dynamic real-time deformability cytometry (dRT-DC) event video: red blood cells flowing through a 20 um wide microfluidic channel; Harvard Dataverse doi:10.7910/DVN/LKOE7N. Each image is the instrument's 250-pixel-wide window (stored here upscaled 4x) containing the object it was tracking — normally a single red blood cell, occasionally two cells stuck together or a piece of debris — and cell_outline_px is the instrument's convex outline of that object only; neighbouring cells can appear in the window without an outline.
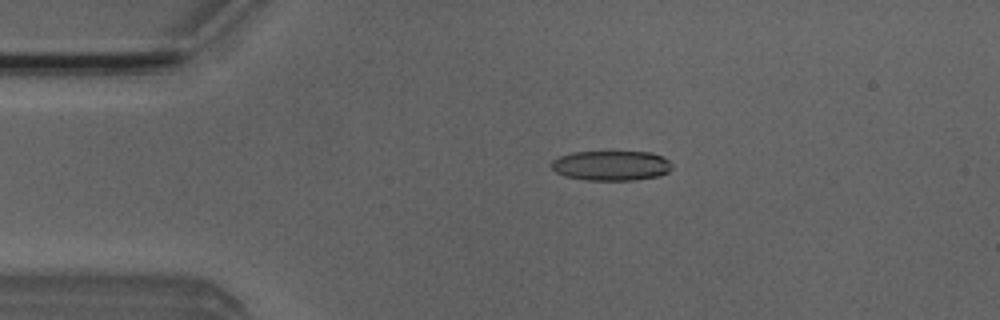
{"species": "Egyptian fruit bat (a non-hibernating species)", "species_latin": "Rousettus aegyptiacus", "temperature_condition": "room temperature", "stored_images_in_passage": 5, "camera_frame_rate_fps": 3000, "um_per_image_px": 0.085, "animal": {"sex": "male"}, "frame": {"image": 1, "passage_image": 3, "time_ms": 2.333, "image_size_px": [1000, 320], "cell_outline_px": [[672, 168], [668, 172], [660, 176], [636, 180], [584, 180], [564, 176], [556, 172], [548, 164], [552, 160], [560, 156], [572, 152], [652, 152], [668, 160], [672, 164]], "centroid_in_image_um": [51.93, 14.08], "position_along_channel_um": 33.1, "area_um2": 21.21}}